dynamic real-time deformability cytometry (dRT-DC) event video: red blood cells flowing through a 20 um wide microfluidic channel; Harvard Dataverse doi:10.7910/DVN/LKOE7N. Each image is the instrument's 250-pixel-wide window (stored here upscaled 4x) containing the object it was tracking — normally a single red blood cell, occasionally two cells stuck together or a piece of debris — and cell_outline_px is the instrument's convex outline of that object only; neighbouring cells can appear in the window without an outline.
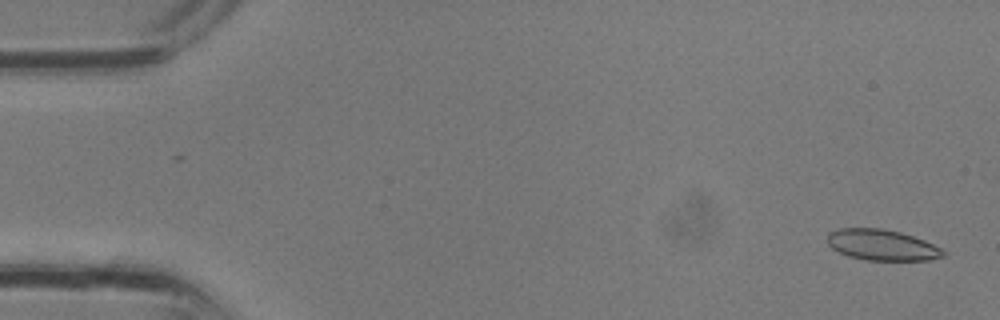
{"species": "common noctule bat (a hibernating species)", "species_latin": "Nyctalus noctula", "temperature_condition": "room temperature", "stored_images_in_passage": 9, "camera_frame_rate_fps": 3000, "um_per_image_px": 0.085, "animal": {"sex": "male", "body_mass_g": 13.3}, "frame": {"image": 1, "passage_image": 1, "time_ms": 0.0, "image_size_px": [1000, 320], "cell_outline_px": [[944, 256], [928, 260], [868, 260], [848, 256], [832, 248], [828, 244], [828, 232], [840, 228], [884, 228], [900, 232], [924, 240], [940, 248], [944, 252]], "centroid_in_image_um": [74.94, 20.81], "position_along_channel_um": 10.1, "area_um2": 20.69}}